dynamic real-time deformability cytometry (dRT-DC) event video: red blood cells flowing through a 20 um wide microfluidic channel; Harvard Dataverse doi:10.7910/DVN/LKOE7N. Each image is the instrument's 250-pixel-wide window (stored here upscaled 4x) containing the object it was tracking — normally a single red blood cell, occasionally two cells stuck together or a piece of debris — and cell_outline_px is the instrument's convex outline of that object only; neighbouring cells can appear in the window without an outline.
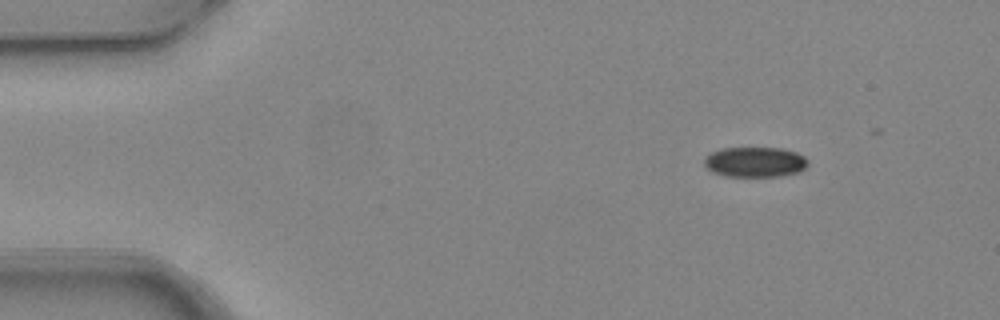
{"species": "common noctule bat (a hibernating species)", "species_latin": "Nyctalus noctula", "temperature_condition": "warm", "stored_images_in_passage": 5, "camera_frame_rate_fps": 3000, "um_per_image_px": 0.085, "animal": {"sex": "female", "body_mass_g": 24.6, "forearm_length_mm": 56.2}, "frame": {"image": 1, "passage_image": 5, "time_ms": 1.333, "image_size_px": [1000, 320], "cell_outline_px": [[808, 164], [800, 172], [780, 176], [724, 176], [712, 172], [704, 164], [704, 160], [712, 152], [724, 148], [784, 148], [796, 152], [804, 156], [808, 160]], "centroid_in_image_um": [64.21, 13.77], "position_along_channel_um": 20.8, "area_um2": 18.21}}